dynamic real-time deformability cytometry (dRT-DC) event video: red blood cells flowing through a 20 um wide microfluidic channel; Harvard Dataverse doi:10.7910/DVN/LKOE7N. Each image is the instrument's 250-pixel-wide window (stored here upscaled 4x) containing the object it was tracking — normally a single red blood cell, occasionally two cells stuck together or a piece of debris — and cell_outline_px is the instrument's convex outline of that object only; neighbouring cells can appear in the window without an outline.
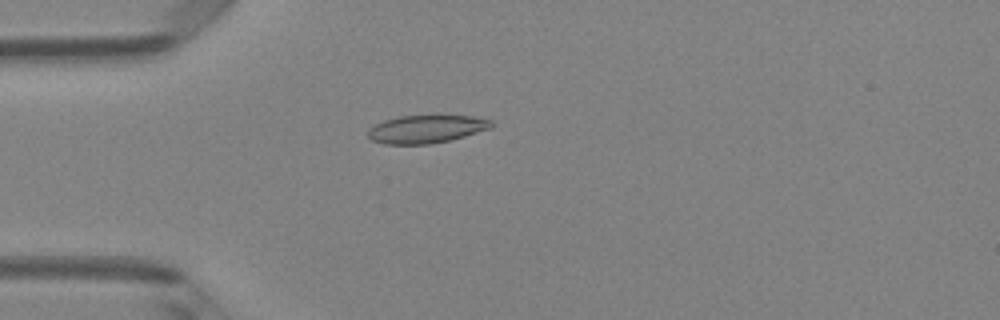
{"species": "Egyptian fruit bat (a non-hibernating species)", "species_latin": "Rousettus aegyptiacus", "temperature_condition": "room temperature", "stored_images_in_passage": 4, "camera_frame_rate_fps": 3000, "um_per_image_px": 0.085, "animal": {"sex": "female"}, "frame": {"image": 1, "passage_image": 4, "time_ms": 1.0, "image_size_px": [1000, 320], "cell_outline_px": [[492, 128], [464, 136], [448, 140], [428, 144], [384, 144], [372, 140], [368, 136], [368, 128], [384, 120], [400, 116], [432, 112], [472, 116], [492, 120]], "centroid_in_image_um": [36.25, 10.91], "position_along_channel_um": 48.7, "area_um2": 20.92}}